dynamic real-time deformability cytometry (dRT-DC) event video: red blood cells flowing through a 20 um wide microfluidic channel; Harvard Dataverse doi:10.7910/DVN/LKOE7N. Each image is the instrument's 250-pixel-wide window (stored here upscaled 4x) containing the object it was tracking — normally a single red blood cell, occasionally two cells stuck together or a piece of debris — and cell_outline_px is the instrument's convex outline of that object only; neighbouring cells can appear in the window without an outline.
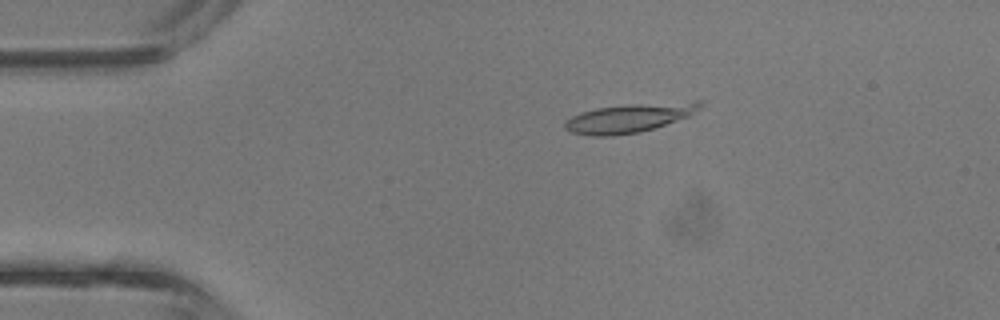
{"species": "common noctule bat (a hibernating species)", "species_latin": "Nyctalus noctula", "temperature_condition": "room temperature", "stored_images_in_passage": 8, "camera_frame_rate_fps": 3000, "um_per_image_px": 0.085, "animal": {"sex": "male", "body_mass_g": 13.3}, "frame": {"image": 1, "passage_image": 1, "time_ms": 0.0, "image_size_px": [1000, 320], "cell_outline_px": [[704, 104], [700, 108], [688, 116], [640, 132], [612, 136], [592, 136], [572, 132], [564, 128], [564, 120], [580, 112], [596, 108], [628, 104], [696, 100], [704, 100]], "centroid_in_image_um": [53.5, 10.0], "position_along_channel_um": 31.5, "area_um2": 22.89}}
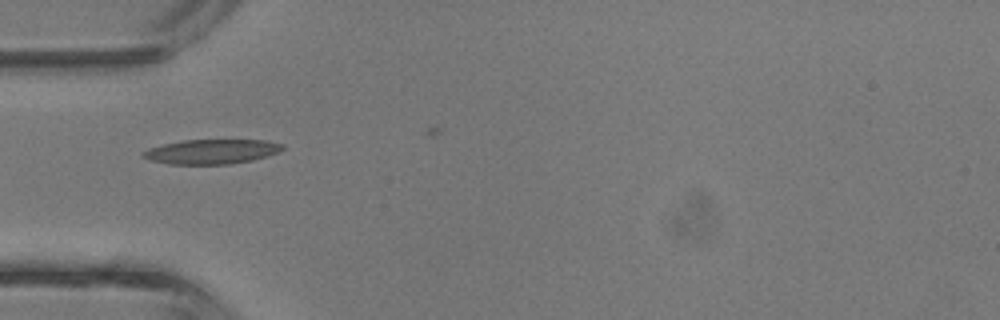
{"frame": {"image": 2, "passage_image": 6, "time_ms": 1.667, "image_size_px": [1000, 320], "cell_outline_px": [[284, 148], [280, 152], [268, 156], [252, 160], [228, 164], [172, 164], [152, 160], [140, 156], [140, 152], [148, 148], [164, 144], [184, 140], [264, 140], [284, 144]], "centroid_in_image_um": [18.0, 12.88], "position_along_channel_um": 67.0, "area_um2": 20.0}}